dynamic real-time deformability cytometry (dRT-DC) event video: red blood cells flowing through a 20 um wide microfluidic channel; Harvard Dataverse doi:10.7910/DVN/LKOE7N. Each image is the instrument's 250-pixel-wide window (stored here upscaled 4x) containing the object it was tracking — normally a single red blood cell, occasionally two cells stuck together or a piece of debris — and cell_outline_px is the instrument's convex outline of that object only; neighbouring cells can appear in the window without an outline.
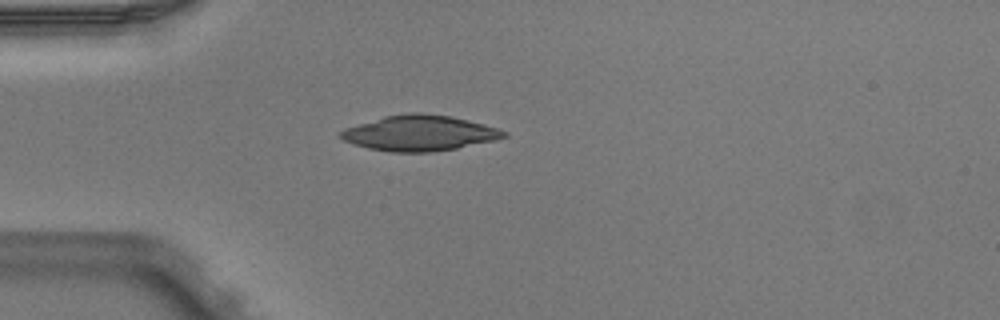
{"species": "Egyptian fruit bat (a non-hibernating species)", "species_latin": "Rousettus aegyptiacus", "temperature_condition": "warm", "stored_images_in_passage": 1, "camera_frame_rate_fps": 3000, "um_per_image_px": 0.085, "animal": {"sex": "male"}, "frame": {"image": 1, "passage_image": 1, "time_ms": 0.0, "image_size_px": [1000, 320], "cell_outline_px": [[508, 136], [496, 140], [456, 148], [432, 152], [392, 152], [368, 148], [344, 140], [340, 136], [340, 132], [344, 128], [384, 116], [408, 112], [420, 112], [448, 116], [468, 120], [484, 124], [508, 132]], "centroid_in_image_um": [35.67, 11.31], "position_along_channel_um": 49.3, "area_um2": 33.58}}